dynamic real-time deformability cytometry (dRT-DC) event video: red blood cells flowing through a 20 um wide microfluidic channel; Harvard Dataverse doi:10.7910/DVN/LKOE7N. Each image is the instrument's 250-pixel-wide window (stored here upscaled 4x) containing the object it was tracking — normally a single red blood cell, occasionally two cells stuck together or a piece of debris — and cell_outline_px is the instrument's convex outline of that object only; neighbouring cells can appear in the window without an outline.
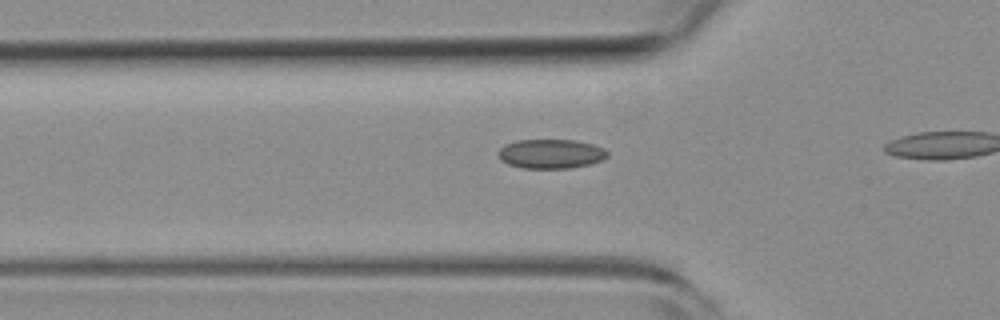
{"species": "common noctule bat (a hibernating species)", "species_latin": "Nyctalus noctula", "temperature_condition": "room temperature", "stored_images_in_passage": 19, "camera_frame_rate_fps": 3000, "um_per_image_px": 0.085, "animal": {"sex": "female", "body_mass_g": 19.3, "forearm_length_mm": 54.1}, "frame": {"image": 1, "passage_image": 11, "time_ms": 3.333, "image_size_px": [1000, 320], "cell_outline_px": [[608, 156], [604, 160], [592, 164], [568, 168], [524, 168], [508, 164], [500, 160], [500, 148], [504, 144], [516, 140], [576, 140], [592, 144], [604, 148], [608, 152]], "centroid_in_image_um": [46.86, 13.07], "position_along_channel_um": 78.9, "area_um2": 18.73}}
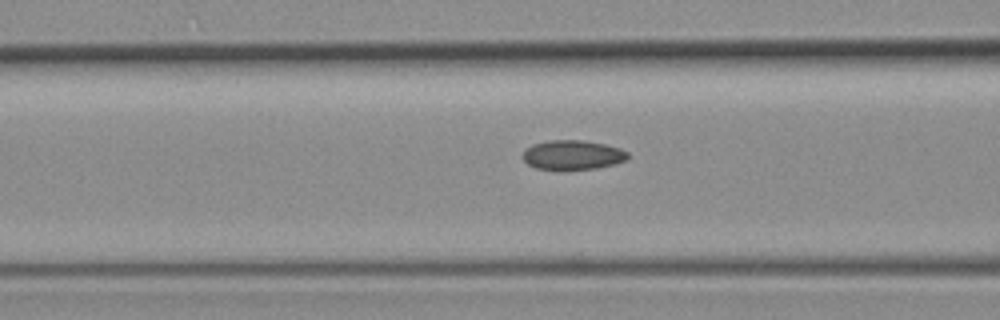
{"frame": {"image": 2, "passage_image": 14, "time_ms": 4.333, "image_size_px": [1000, 320], "cell_outline_px": [[628, 160], [616, 164], [596, 168], [564, 172], [560, 172], [536, 168], [528, 164], [520, 156], [532, 144], [552, 140], [580, 140], [604, 144], [620, 148], [628, 152]], "centroid_in_image_um": [48.67, 13.21], "position_along_channel_um": 117.9, "area_um2": 18.61}}